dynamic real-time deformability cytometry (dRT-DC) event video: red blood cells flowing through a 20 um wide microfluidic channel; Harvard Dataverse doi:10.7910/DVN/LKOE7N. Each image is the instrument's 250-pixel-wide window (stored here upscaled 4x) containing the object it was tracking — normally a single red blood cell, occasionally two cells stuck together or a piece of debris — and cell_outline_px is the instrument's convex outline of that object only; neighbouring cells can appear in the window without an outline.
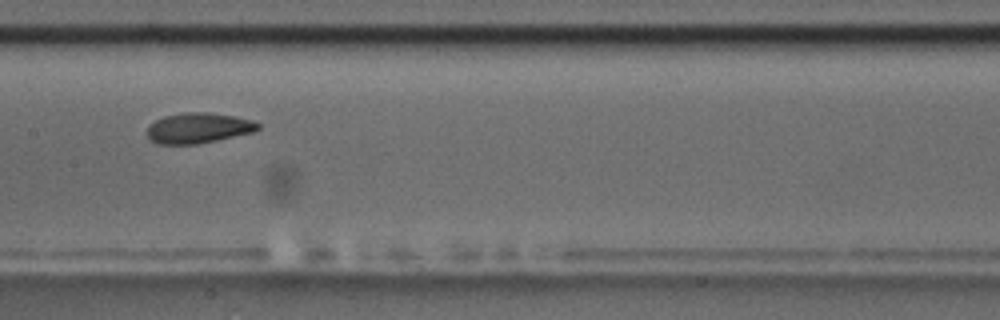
{"species": "common noctule bat (a hibernating species)", "species_latin": "Nyctalus noctula", "temperature_condition": "room temperature", "stored_images_in_passage": 10, "camera_frame_rate_fps": 3000, "um_per_image_px": 0.085, "animal": {"sex": "male", "body_mass_g": 17.5, "forearm_length_mm": 52.3}, "frame": {"image": 1, "passage_image": 7, "time_ms": 8.667, "image_size_px": [1000, 320], "cell_outline_px": [[260, 128], [252, 132], [216, 140], [196, 144], [156, 144], [148, 140], [144, 132], [148, 124], [164, 116], [188, 112], [208, 112], [232, 116], [252, 120], [260, 124]], "centroid_in_image_um": [16.76, 10.89], "position_along_channel_um": 190.6, "area_um2": 19.77}}
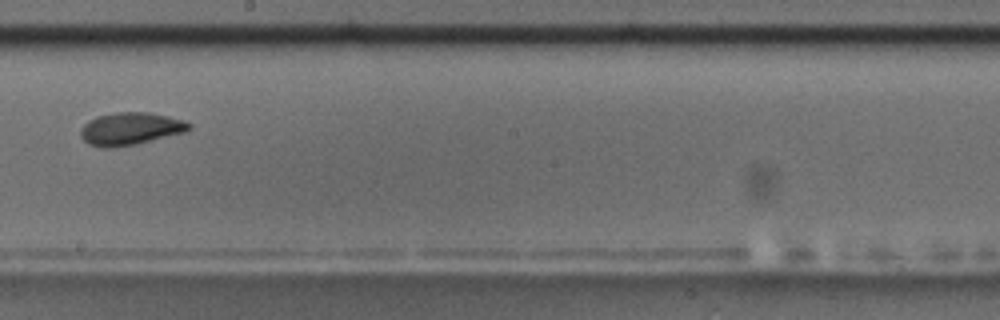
{"frame": {"image": 2, "passage_image": 8, "time_ms": 10.0, "image_size_px": [1000, 320], "cell_outline_px": [[192, 128], [184, 132], [136, 144], [112, 148], [100, 148], [88, 144], [80, 136], [80, 128], [88, 120], [96, 116], [116, 112], [148, 112], [168, 116], [184, 120], [192, 124]], "centroid_in_image_um": [11.05, 10.94], "position_along_channel_um": 237.1, "area_um2": 20.75}}
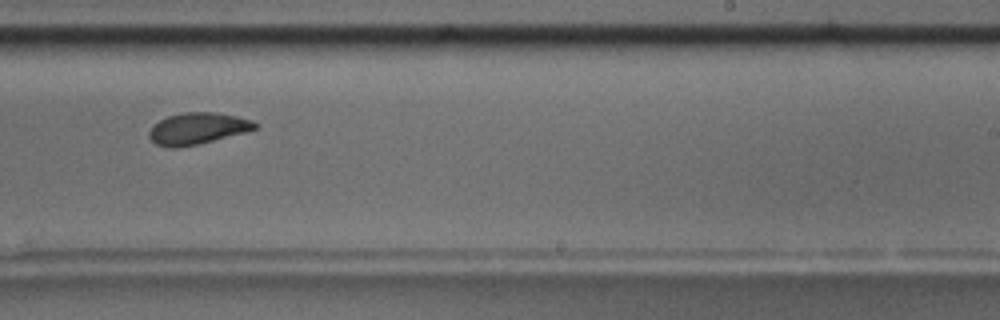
{"frame": {"image": 3, "passage_image": 9, "time_ms": 11.0, "image_size_px": [1000, 320], "cell_outline_px": [[260, 124], [256, 128], [244, 132], [200, 144], [176, 148], [168, 148], [156, 144], [148, 136], [148, 132], [160, 120], [168, 116], [180, 112], [216, 112], [236, 116], [252, 120]], "centroid_in_image_um": [16.79, 10.92], "position_along_channel_um": 272.2, "area_um2": 19.48}}